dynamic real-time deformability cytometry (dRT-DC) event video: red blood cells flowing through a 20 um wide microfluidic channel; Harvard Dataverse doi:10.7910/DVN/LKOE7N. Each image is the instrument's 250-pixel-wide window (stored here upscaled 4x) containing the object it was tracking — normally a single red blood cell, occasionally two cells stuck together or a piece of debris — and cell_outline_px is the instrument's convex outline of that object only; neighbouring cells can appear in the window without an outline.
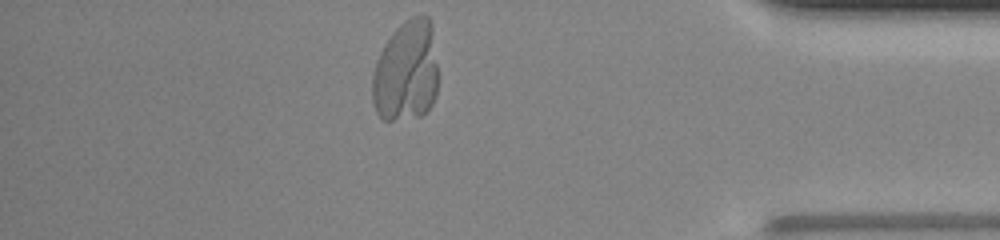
{"species": "human", "species_latin": "Homo sapiens", "temperature_condition": "room temperature", "stored_images_in_passage": 43, "camera_frame_rate_fps": 3000, "um_per_image_px": 0.085, "donor": {"sex": "male"}, "frame": {"image": 1, "passage_image": 37, "time_ms": 12.0, "image_size_px": [1000, 240], "cell_outline_px": [[440, 76], [436, 96], [432, 104], [420, 116], [392, 120], [384, 120], [376, 112], [372, 104], [372, 76], [376, 60], [384, 44], [392, 32], [404, 20], [412, 16], [428, 16], [432, 24]], "centroid_in_image_um": [34.55, 6.05], "position_along_channel_um": 400.6, "area_um2": 39.77}}